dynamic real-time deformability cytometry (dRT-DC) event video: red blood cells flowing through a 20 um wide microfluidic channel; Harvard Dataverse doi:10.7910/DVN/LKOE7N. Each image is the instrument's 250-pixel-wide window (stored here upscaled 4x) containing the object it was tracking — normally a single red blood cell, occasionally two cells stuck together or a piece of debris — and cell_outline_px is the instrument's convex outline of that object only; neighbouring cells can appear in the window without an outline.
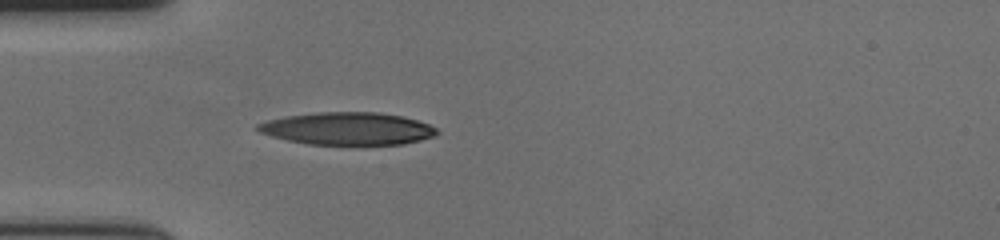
{"species": "human", "species_latin": "Homo sapiens", "temperature_condition": "cold", "stored_images_in_passage": 41, "camera_frame_rate_fps": 3000, "um_per_image_px": 0.085, "donor": {"sex": "female"}, "frame": {"image": 1, "passage_image": 1, "time_ms": 0.0, "image_size_px": [1000, 240], "cell_outline_px": [[440, 132], [436, 136], [404, 144], [308, 144], [288, 140], [272, 136], [260, 132], [252, 128], [256, 124], [264, 120], [284, 116], [316, 112], [380, 112], [404, 116], [428, 124], [436, 128]], "centroid_in_image_um": [29.52, 10.92], "position_along_channel_um": 55.5, "area_um2": 34.22}}
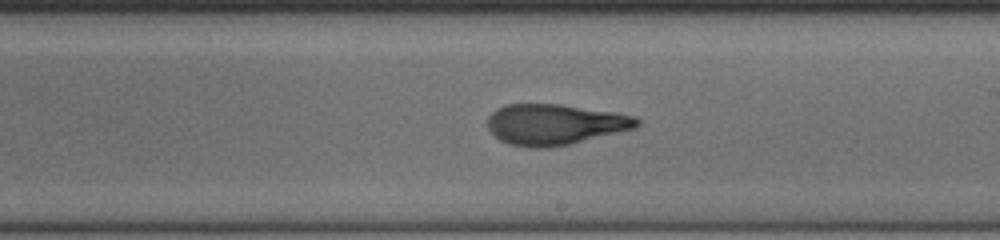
{"frame": {"image": 2, "passage_image": 17, "time_ms": 5.333, "image_size_px": [1000, 240], "cell_outline_px": [[640, 124], [636, 128], [572, 144], [548, 148], [528, 148], [508, 144], [500, 140], [488, 128], [488, 116], [496, 108], [508, 104], [560, 104], [612, 112], [636, 116], [640, 120]], "centroid_in_image_um": [47.17, 10.59], "position_along_channel_um": 241.8, "area_um2": 35.66}}
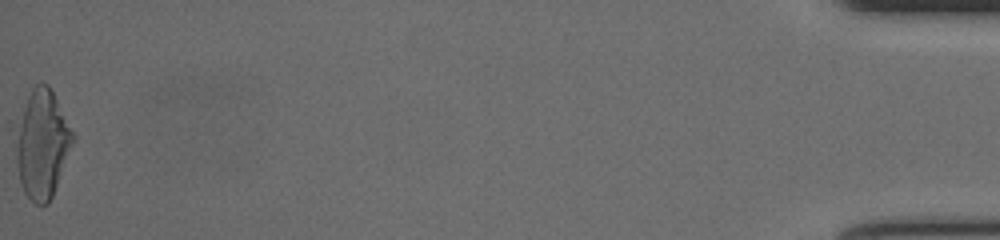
{"frame": {"image": 3, "passage_image": 41, "time_ms": 13.333, "image_size_px": [1000, 240], "cell_outline_px": [[76, 140], [52, 196], [48, 204], [36, 204], [24, 192], [20, 180], [16, 164], [16, 120], [32, 88], [40, 80], [48, 84], [76, 136]], "centroid_in_image_um": [3.59, 12.21], "position_along_channel_um": 431.6, "area_um2": 36.24}, "authors_computed_cell_mechanics": {"area_um2": 35.0268, "velocity_mm_per_s": 3.6511, "shape_relaxation_time_tau1_ms": 6.0753, "shape_relaxation_time_tau2_ms": 2.1389, "deformation_change_tau1": 0.258, "deformation_change_tau2": 0.0999}}